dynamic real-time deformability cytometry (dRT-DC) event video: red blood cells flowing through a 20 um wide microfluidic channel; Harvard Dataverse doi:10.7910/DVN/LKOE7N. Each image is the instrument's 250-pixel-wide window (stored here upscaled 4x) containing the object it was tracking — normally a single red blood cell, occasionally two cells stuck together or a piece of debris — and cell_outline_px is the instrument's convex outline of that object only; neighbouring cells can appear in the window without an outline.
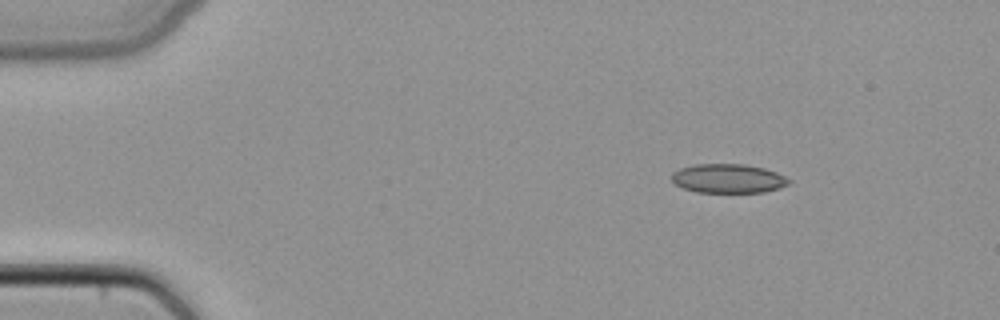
{"species": "common noctule bat (a hibernating species)", "species_latin": "Nyctalus noctula", "temperature_condition": "cold", "stored_images_in_passage": 42, "camera_frame_rate_fps": 3000, "um_per_image_px": 0.085, "animal": {"sex": "female", "body_mass_g": 22.7, "forearm_length_mm": 54.2}, "frame": {"image": 1, "passage_image": 1, "time_ms": 0.0, "image_size_px": [1000, 320], "cell_outline_px": [[792, 180], [788, 184], [780, 188], [764, 192], [696, 192], [684, 188], [676, 184], [672, 180], [672, 172], [680, 168], [696, 164], [744, 164], [764, 168], [776, 172]], "centroid_in_image_um": [61.91, 15.17], "position_along_channel_um": 23.1, "area_um2": 19.83}}
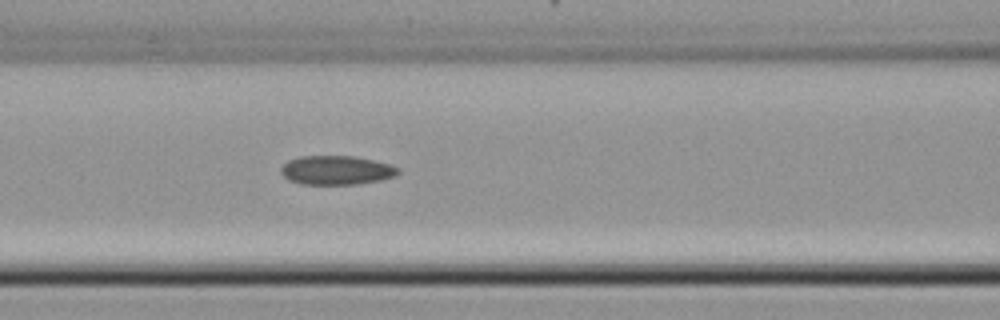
{"frame": {"image": 2, "passage_image": 15, "time_ms": 4.667, "image_size_px": [1000, 320], "cell_outline_px": [[400, 172], [396, 176], [380, 180], [356, 184], [300, 184], [288, 180], [280, 172], [280, 168], [288, 160], [300, 156], [352, 156], [392, 164], [400, 168]], "centroid_in_image_um": [28.6, 14.47], "position_along_channel_um": 138.0, "area_um2": 19.94}}
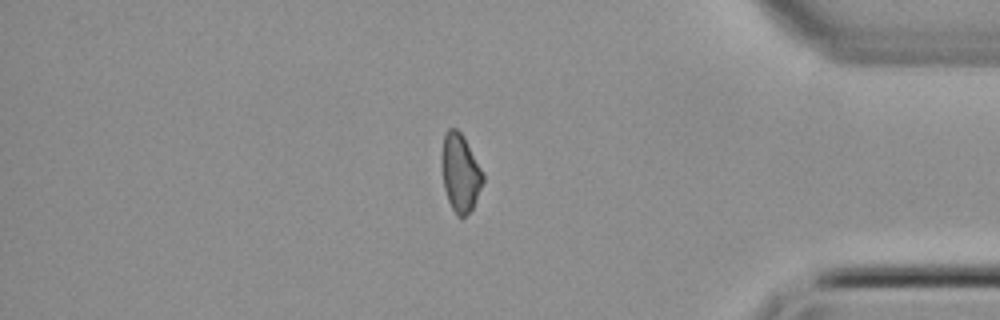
{"frame": {"image": 3, "passage_image": 35, "time_ms": 11.333, "image_size_px": [1000, 320], "cell_outline_px": [[484, 180], [476, 200], [472, 208], [464, 216], [456, 216], [448, 200], [444, 188], [440, 160], [440, 152], [444, 132], [448, 128], [456, 128], [464, 136], [484, 172]], "centroid_in_image_um": [39.1, 14.63], "position_along_channel_um": 396.1, "area_um2": 19.13}}